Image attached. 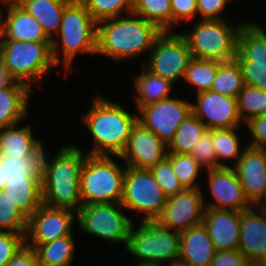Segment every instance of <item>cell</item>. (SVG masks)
Returning <instances> with one entry per match:
<instances>
[{
    "instance_id": "6da1fadb",
    "label": "cell",
    "mask_w": 266,
    "mask_h": 266,
    "mask_svg": "<svg viewBox=\"0 0 266 266\" xmlns=\"http://www.w3.org/2000/svg\"><path fill=\"white\" fill-rule=\"evenodd\" d=\"M163 32L134 12L97 23L96 54L116 62L149 53Z\"/></svg>"
},
{
    "instance_id": "7a4b0ae2",
    "label": "cell",
    "mask_w": 266,
    "mask_h": 266,
    "mask_svg": "<svg viewBox=\"0 0 266 266\" xmlns=\"http://www.w3.org/2000/svg\"><path fill=\"white\" fill-rule=\"evenodd\" d=\"M44 150L42 158L43 204L77 212L82 205L80 172L87 153L76 145H65L51 159Z\"/></svg>"
},
{
    "instance_id": "3957f363",
    "label": "cell",
    "mask_w": 266,
    "mask_h": 266,
    "mask_svg": "<svg viewBox=\"0 0 266 266\" xmlns=\"http://www.w3.org/2000/svg\"><path fill=\"white\" fill-rule=\"evenodd\" d=\"M91 105L82 116L83 123L95 140L87 154L120 156L137 122V114L129 113L118 102L99 95L93 98Z\"/></svg>"
},
{
    "instance_id": "277c9868",
    "label": "cell",
    "mask_w": 266,
    "mask_h": 266,
    "mask_svg": "<svg viewBox=\"0 0 266 266\" xmlns=\"http://www.w3.org/2000/svg\"><path fill=\"white\" fill-rule=\"evenodd\" d=\"M96 37L97 22L80 0H72L64 9L57 35L51 40L54 62L57 66L62 63L65 71H70L77 54H96Z\"/></svg>"
},
{
    "instance_id": "5b68a950",
    "label": "cell",
    "mask_w": 266,
    "mask_h": 266,
    "mask_svg": "<svg viewBox=\"0 0 266 266\" xmlns=\"http://www.w3.org/2000/svg\"><path fill=\"white\" fill-rule=\"evenodd\" d=\"M117 162L112 156L87 154L79 182L82 205L121 202L126 166Z\"/></svg>"
},
{
    "instance_id": "8992f818",
    "label": "cell",
    "mask_w": 266,
    "mask_h": 266,
    "mask_svg": "<svg viewBox=\"0 0 266 266\" xmlns=\"http://www.w3.org/2000/svg\"><path fill=\"white\" fill-rule=\"evenodd\" d=\"M245 22L231 25L224 19H200L188 33L179 34L194 58L226 62L237 55L239 31Z\"/></svg>"
},
{
    "instance_id": "52a82bcc",
    "label": "cell",
    "mask_w": 266,
    "mask_h": 266,
    "mask_svg": "<svg viewBox=\"0 0 266 266\" xmlns=\"http://www.w3.org/2000/svg\"><path fill=\"white\" fill-rule=\"evenodd\" d=\"M1 64L9 76L28 85L41 82L57 65L52 55L51 42H1Z\"/></svg>"
},
{
    "instance_id": "ba28073f",
    "label": "cell",
    "mask_w": 266,
    "mask_h": 266,
    "mask_svg": "<svg viewBox=\"0 0 266 266\" xmlns=\"http://www.w3.org/2000/svg\"><path fill=\"white\" fill-rule=\"evenodd\" d=\"M136 226H131L126 250L138 260L137 264L165 266L163 262L169 261L170 265L179 259L180 232L156 220L140 221Z\"/></svg>"
},
{
    "instance_id": "9c48e42d",
    "label": "cell",
    "mask_w": 266,
    "mask_h": 266,
    "mask_svg": "<svg viewBox=\"0 0 266 266\" xmlns=\"http://www.w3.org/2000/svg\"><path fill=\"white\" fill-rule=\"evenodd\" d=\"M122 209L120 202L81 205L75 221L83 232L109 243L122 242L126 248L129 231L134 223L120 211Z\"/></svg>"
},
{
    "instance_id": "30bf717a",
    "label": "cell",
    "mask_w": 266,
    "mask_h": 266,
    "mask_svg": "<svg viewBox=\"0 0 266 266\" xmlns=\"http://www.w3.org/2000/svg\"><path fill=\"white\" fill-rule=\"evenodd\" d=\"M166 199L149 170L126 166L120 202L125 210L144 214L141 221H155L161 215Z\"/></svg>"
},
{
    "instance_id": "8fae6325",
    "label": "cell",
    "mask_w": 266,
    "mask_h": 266,
    "mask_svg": "<svg viewBox=\"0 0 266 266\" xmlns=\"http://www.w3.org/2000/svg\"><path fill=\"white\" fill-rule=\"evenodd\" d=\"M148 58L147 64L142 63V66L175 85L179 79H184L193 56L187 41L179 33L163 32L155 40Z\"/></svg>"
},
{
    "instance_id": "7c38bea8",
    "label": "cell",
    "mask_w": 266,
    "mask_h": 266,
    "mask_svg": "<svg viewBox=\"0 0 266 266\" xmlns=\"http://www.w3.org/2000/svg\"><path fill=\"white\" fill-rule=\"evenodd\" d=\"M138 111L137 121L168 145L178 126L192 113V103L169 97L143 106Z\"/></svg>"
},
{
    "instance_id": "4fadbf2b",
    "label": "cell",
    "mask_w": 266,
    "mask_h": 266,
    "mask_svg": "<svg viewBox=\"0 0 266 266\" xmlns=\"http://www.w3.org/2000/svg\"><path fill=\"white\" fill-rule=\"evenodd\" d=\"M75 219L73 210L42 204L28 218L25 245H41L71 235Z\"/></svg>"
},
{
    "instance_id": "5bb4252c",
    "label": "cell",
    "mask_w": 266,
    "mask_h": 266,
    "mask_svg": "<svg viewBox=\"0 0 266 266\" xmlns=\"http://www.w3.org/2000/svg\"><path fill=\"white\" fill-rule=\"evenodd\" d=\"M206 199L201 188L184 189L167 197L161 215L156 221L163 227L182 232L202 223Z\"/></svg>"
},
{
    "instance_id": "9a60e30c",
    "label": "cell",
    "mask_w": 266,
    "mask_h": 266,
    "mask_svg": "<svg viewBox=\"0 0 266 266\" xmlns=\"http://www.w3.org/2000/svg\"><path fill=\"white\" fill-rule=\"evenodd\" d=\"M212 202L203 200L205 208L244 211L253 205L244 194L234 167H218L205 170ZM214 201V202H213Z\"/></svg>"
},
{
    "instance_id": "2e32d148",
    "label": "cell",
    "mask_w": 266,
    "mask_h": 266,
    "mask_svg": "<svg viewBox=\"0 0 266 266\" xmlns=\"http://www.w3.org/2000/svg\"><path fill=\"white\" fill-rule=\"evenodd\" d=\"M168 155V145L153 132L136 122L130 132L127 144L120 156L127 167L147 169L162 161Z\"/></svg>"
},
{
    "instance_id": "e0dca14e",
    "label": "cell",
    "mask_w": 266,
    "mask_h": 266,
    "mask_svg": "<svg viewBox=\"0 0 266 266\" xmlns=\"http://www.w3.org/2000/svg\"><path fill=\"white\" fill-rule=\"evenodd\" d=\"M192 112L208 130L240 127L237 98L224 96L211 90L196 94Z\"/></svg>"
},
{
    "instance_id": "ac0fdd59",
    "label": "cell",
    "mask_w": 266,
    "mask_h": 266,
    "mask_svg": "<svg viewBox=\"0 0 266 266\" xmlns=\"http://www.w3.org/2000/svg\"><path fill=\"white\" fill-rule=\"evenodd\" d=\"M238 250L250 266H266V211L252 206L240 212Z\"/></svg>"
},
{
    "instance_id": "d6986e66",
    "label": "cell",
    "mask_w": 266,
    "mask_h": 266,
    "mask_svg": "<svg viewBox=\"0 0 266 266\" xmlns=\"http://www.w3.org/2000/svg\"><path fill=\"white\" fill-rule=\"evenodd\" d=\"M1 3L6 8V17L0 11L1 42H51L41 24L16 0Z\"/></svg>"
},
{
    "instance_id": "ffe728a7",
    "label": "cell",
    "mask_w": 266,
    "mask_h": 266,
    "mask_svg": "<svg viewBox=\"0 0 266 266\" xmlns=\"http://www.w3.org/2000/svg\"><path fill=\"white\" fill-rule=\"evenodd\" d=\"M202 224L216 251L239 248L240 211L204 208Z\"/></svg>"
},
{
    "instance_id": "44dd1931",
    "label": "cell",
    "mask_w": 266,
    "mask_h": 266,
    "mask_svg": "<svg viewBox=\"0 0 266 266\" xmlns=\"http://www.w3.org/2000/svg\"><path fill=\"white\" fill-rule=\"evenodd\" d=\"M234 169L244 194L253 205L262 195L266 183V149L246 145Z\"/></svg>"
},
{
    "instance_id": "7402d4cb",
    "label": "cell",
    "mask_w": 266,
    "mask_h": 266,
    "mask_svg": "<svg viewBox=\"0 0 266 266\" xmlns=\"http://www.w3.org/2000/svg\"><path fill=\"white\" fill-rule=\"evenodd\" d=\"M215 252L202 223L180 232L179 260L192 266H210Z\"/></svg>"
},
{
    "instance_id": "603a6c76",
    "label": "cell",
    "mask_w": 266,
    "mask_h": 266,
    "mask_svg": "<svg viewBox=\"0 0 266 266\" xmlns=\"http://www.w3.org/2000/svg\"><path fill=\"white\" fill-rule=\"evenodd\" d=\"M31 90L25 83L15 80L0 88V128L14 126L27 119Z\"/></svg>"
},
{
    "instance_id": "cb8c5ba5",
    "label": "cell",
    "mask_w": 266,
    "mask_h": 266,
    "mask_svg": "<svg viewBox=\"0 0 266 266\" xmlns=\"http://www.w3.org/2000/svg\"><path fill=\"white\" fill-rule=\"evenodd\" d=\"M246 21L239 31L236 61H251V66H266V29Z\"/></svg>"
},
{
    "instance_id": "d4e9b609",
    "label": "cell",
    "mask_w": 266,
    "mask_h": 266,
    "mask_svg": "<svg viewBox=\"0 0 266 266\" xmlns=\"http://www.w3.org/2000/svg\"><path fill=\"white\" fill-rule=\"evenodd\" d=\"M43 27L52 40L58 33L65 7L72 0H16Z\"/></svg>"
},
{
    "instance_id": "484cf974",
    "label": "cell",
    "mask_w": 266,
    "mask_h": 266,
    "mask_svg": "<svg viewBox=\"0 0 266 266\" xmlns=\"http://www.w3.org/2000/svg\"><path fill=\"white\" fill-rule=\"evenodd\" d=\"M18 125L0 128L1 156L22 157L31 154L42 143L33 136L30 124L20 126V128Z\"/></svg>"
},
{
    "instance_id": "4316f807",
    "label": "cell",
    "mask_w": 266,
    "mask_h": 266,
    "mask_svg": "<svg viewBox=\"0 0 266 266\" xmlns=\"http://www.w3.org/2000/svg\"><path fill=\"white\" fill-rule=\"evenodd\" d=\"M4 190L27 218L43 204L41 179L8 180Z\"/></svg>"
},
{
    "instance_id": "83f0119b",
    "label": "cell",
    "mask_w": 266,
    "mask_h": 266,
    "mask_svg": "<svg viewBox=\"0 0 266 266\" xmlns=\"http://www.w3.org/2000/svg\"><path fill=\"white\" fill-rule=\"evenodd\" d=\"M141 70L140 75H133V86L137 91V96L134 97L137 109L171 97L170 91L173 89L174 84L152 74L143 66Z\"/></svg>"
},
{
    "instance_id": "f1b7e54d",
    "label": "cell",
    "mask_w": 266,
    "mask_h": 266,
    "mask_svg": "<svg viewBox=\"0 0 266 266\" xmlns=\"http://www.w3.org/2000/svg\"><path fill=\"white\" fill-rule=\"evenodd\" d=\"M44 150L41 143L31 154L22 157L0 155V162L5 166V183L16 179H41Z\"/></svg>"
},
{
    "instance_id": "f546056e",
    "label": "cell",
    "mask_w": 266,
    "mask_h": 266,
    "mask_svg": "<svg viewBox=\"0 0 266 266\" xmlns=\"http://www.w3.org/2000/svg\"><path fill=\"white\" fill-rule=\"evenodd\" d=\"M33 248L39 266H71L75 255L73 233L41 245H27Z\"/></svg>"
},
{
    "instance_id": "4dcf8cb0",
    "label": "cell",
    "mask_w": 266,
    "mask_h": 266,
    "mask_svg": "<svg viewBox=\"0 0 266 266\" xmlns=\"http://www.w3.org/2000/svg\"><path fill=\"white\" fill-rule=\"evenodd\" d=\"M240 127L229 129H213L212 130V143L216 154L218 167H234L238 159L242 156L243 149L240 143V137L237 135V130ZM233 161L229 165L224 161ZM226 163V164H225ZM233 164V165H232Z\"/></svg>"
},
{
    "instance_id": "1f68e13d",
    "label": "cell",
    "mask_w": 266,
    "mask_h": 266,
    "mask_svg": "<svg viewBox=\"0 0 266 266\" xmlns=\"http://www.w3.org/2000/svg\"><path fill=\"white\" fill-rule=\"evenodd\" d=\"M206 130L203 122L193 112L190 113L169 142L168 153L189 154Z\"/></svg>"
},
{
    "instance_id": "d6a6232c",
    "label": "cell",
    "mask_w": 266,
    "mask_h": 266,
    "mask_svg": "<svg viewBox=\"0 0 266 266\" xmlns=\"http://www.w3.org/2000/svg\"><path fill=\"white\" fill-rule=\"evenodd\" d=\"M133 12L155 24L162 32H172L170 0H134Z\"/></svg>"
},
{
    "instance_id": "836d02e7",
    "label": "cell",
    "mask_w": 266,
    "mask_h": 266,
    "mask_svg": "<svg viewBox=\"0 0 266 266\" xmlns=\"http://www.w3.org/2000/svg\"><path fill=\"white\" fill-rule=\"evenodd\" d=\"M244 85L240 67L234 59L220 63L211 91L237 98Z\"/></svg>"
},
{
    "instance_id": "e575fe53",
    "label": "cell",
    "mask_w": 266,
    "mask_h": 266,
    "mask_svg": "<svg viewBox=\"0 0 266 266\" xmlns=\"http://www.w3.org/2000/svg\"><path fill=\"white\" fill-rule=\"evenodd\" d=\"M220 63L217 60L192 58L184 80L196 88L195 94L211 90Z\"/></svg>"
},
{
    "instance_id": "d590c367",
    "label": "cell",
    "mask_w": 266,
    "mask_h": 266,
    "mask_svg": "<svg viewBox=\"0 0 266 266\" xmlns=\"http://www.w3.org/2000/svg\"><path fill=\"white\" fill-rule=\"evenodd\" d=\"M238 113L245 124L250 119L266 114V91L244 85L237 97Z\"/></svg>"
},
{
    "instance_id": "8d00e7d4",
    "label": "cell",
    "mask_w": 266,
    "mask_h": 266,
    "mask_svg": "<svg viewBox=\"0 0 266 266\" xmlns=\"http://www.w3.org/2000/svg\"><path fill=\"white\" fill-rule=\"evenodd\" d=\"M28 218L19 210L6 190H0V231L25 235Z\"/></svg>"
},
{
    "instance_id": "74e56055",
    "label": "cell",
    "mask_w": 266,
    "mask_h": 266,
    "mask_svg": "<svg viewBox=\"0 0 266 266\" xmlns=\"http://www.w3.org/2000/svg\"><path fill=\"white\" fill-rule=\"evenodd\" d=\"M171 157V167L184 189L200 188L197 181L202 170L198 162L190 154L168 153ZM200 186V187H199Z\"/></svg>"
},
{
    "instance_id": "f35d334b",
    "label": "cell",
    "mask_w": 266,
    "mask_h": 266,
    "mask_svg": "<svg viewBox=\"0 0 266 266\" xmlns=\"http://www.w3.org/2000/svg\"><path fill=\"white\" fill-rule=\"evenodd\" d=\"M98 23L133 12L134 0H80Z\"/></svg>"
},
{
    "instance_id": "ab89813d",
    "label": "cell",
    "mask_w": 266,
    "mask_h": 266,
    "mask_svg": "<svg viewBox=\"0 0 266 266\" xmlns=\"http://www.w3.org/2000/svg\"><path fill=\"white\" fill-rule=\"evenodd\" d=\"M149 171L152 173L166 197H170L184 190L175 172L172 170L171 157L169 155L152 166Z\"/></svg>"
},
{
    "instance_id": "60d3db41",
    "label": "cell",
    "mask_w": 266,
    "mask_h": 266,
    "mask_svg": "<svg viewBox=\"0 0 266 266\" xmlns=\"http://www.w3.org/2000/svg\"><path fill=\"white\" fill-rule=\"evenodd\" d=\"M205 170L218 168L216 154L212 143V130H206L189 153Z\"/></svg>"
},
{
    "instance_id": "b9f144b4",
    "label": "cell",
    "mask_w": 266,
    "mask_h": 266,
    "mask_svg": "<svg viewBox=\"0 0 266 266\" xmlns=\"http://www.w3.org/2000/svg\"><path fill=\"white\" fill-rule=\"evenodd\" d=\"M25 245V235L0 231V266H5Z\"/></svg>"
},
{
    "instance_id": "7bdbcfd3",
    "label": "cell",
    "mask_w": 266,
    "mask_h": 266,
    "mask_svg": "<svg viewBox=\"0 0 266 266\" xmlns=\"http://www.w3.org/2000/svg\"><path fill=\"white\" fill-rule=\"evenodd\" d=\"M244 83L266 91V66H251V61H237Z\"/></svg>"
},
{
    "instance_id": "ee69618b",
    "label": "cell",
    "mask_w": 266,
    "mask_h": 266,
    "mask_svg": "<svg viewBox=\"0 0 266 266\" xmlns=\"http://www.w3.org/2000/svg\"><path fill=\"white\" fill-rule=\"evenodd\" d=\"M172 27L181 21H190L197 17V0H170Z\"/></svg>"
},
{
    "instance_id": "f6af8a7d",
    "label": "cell",
    "mask_w": 266,
    "mask_h": 266,
    "mask_svg": "<svg viewBox=\"0 0 266 266\" xmlns=\"http://www.w3.org/2000/svg\"><path fill=\"white\" fill-rule=\"evenodd\" d=\"M245 124L252 136L248 146L266 149V114L254 117Z\"/></svg>"
},
{
    "instance_id": "bcb514c9",
    "label": "cell",
    "mask_w": 266,
    "mask_h": 266,
    "mask_svg": "<svg viewBox=\"0 0 266 266\" xmlns=\"http://www.w3.org/2000/svg\"><path fill=\"white\" fill-rule=\"evenodd\" d=\"M228 2L230 0H197L199 19L225 20L222 12L225 10Z\"/></svg>"
},
{
    "instance_id": "7dc6e473",
    "label": "cell",
    "mask_w": 266,
    "mask_h": 266,
    "mask_svg": "<svg viewBox=\"0 0 266 266\" xmlns=\"http://www.w3.org/2000/svg\"><path fill=\"white\" fill-rule=\"evenodd\" d=\"M210 266H250L238 250L216 251Z\"/></svg>"
},
{
    "instance_id": "c3c4849f",
    "label": "cell",
    "mask_w": 266,
    "mask_h": 266,
    "mask_svg": "<svg viewBox=\"0 0 266 266\" xmlns=\"http://www.w3.org/2000/svg\"><path fill=\"white\" fill-rule=\"evenodd\" d=\"M5 266H39L33 248L24 245Z\"/></svg>"
},
{
    "instance_id": "681fc988",
    "label": "cell",
    "mask_w": 266,
    "mask_h": 266,
    "mask_svg": "<svg viewBox=\"0 0 266 266\" xmlns=\"http://www.w3.org/2000/svg\"><path fill=\"white\" fill-rule=\"evenodd\" d=\"M13 79L9 76L7 71L3 68L2 64H0V88H4L8 86Z\"/></svg>"
},
{
    "instance_id": "f907efd6",
    "label": "cell",
    "mask_w": 266,
    "mask_h": 266,
    "mask_svg": "<svg viewBox=\"0 0 266 266\" xmlns=\"http://www.w3.org/2000/svg\"><path fill=\"white\" fill-rule=\"evenodd\" d=\"M253 207L266 211V183L261 197L253 204Z\"/></svg>"
},
{
    "instance_id": "816d5d0a",
    "label": "cell",
    "mask_w": 266,
    "mask_h": 266,
    "mask_svg": "<svg viewBox=\"0 0 266 266\" xmlns=\"http://www.w3.org/2000/svg\"><path fill=\"white\" fill-rule=\"evenodd\" d=\"M5 186V166L0 162V190H4Z\"/></svg>"
},
{
    "instance_id": "f5cc1de1",
    "label": "cell",
    "mask_w": 266,
    "mask_h": 266,
    "mask_svg": "<svg viewBox=\"0 0 266 266\" xmlns=\"http://www.w3.org/2000/svg\"><path fill=\"white\" fill-rule=\"evenodd\" d=\"M169 266H192V265L178 259V260H175L172 263H170Z\"/></svg>"
},
{
    "instance_id": "db71d44e",
    "label": "cell",
    "mask_w": 266,
    "mask_h": 266,
    "mask_svg": "<svg viewBox=\"0 0 266 266\" xmlns=\"http://www.w3.org/2000/svg\"><path fill=\"white\" fill-rule=\"evenodd\" d=\"M0 64H1V37H0Z\"/></svg>"
},
{
    "instance_id": "11a10c76",
    "label": "cell",
    "mask_w": 266,
    "mask_h": 266,
    "mask_svg": "<svg viewBox=\"0 0 266 266\" xmlns=\"http://www.w3.org/2000/svg\"><path fill=\"white\" fill-rule=\"evenodd\" d=\"M136 266H158V265H141V264H136Z\"/></svg>"
}]
</instances>
